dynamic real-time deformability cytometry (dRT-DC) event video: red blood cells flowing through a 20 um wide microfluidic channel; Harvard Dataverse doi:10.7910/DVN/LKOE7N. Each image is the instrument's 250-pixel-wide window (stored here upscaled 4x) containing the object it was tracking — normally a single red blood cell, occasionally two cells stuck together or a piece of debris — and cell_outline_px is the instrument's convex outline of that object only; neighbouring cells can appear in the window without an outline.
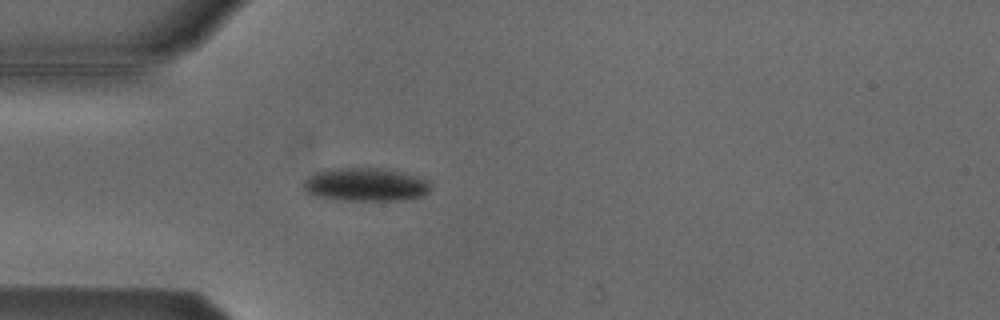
{"species": "Egyptian fruit bat (a non-hibernating species)", "species_latin": "Rousettus aegyptiacus", "temperature_condition": "cold", "stored_images_in_passage": 1, "camera_frame_rate_fps": 3000, "um_per_image_px": 0.085, "animal": {"sex": "male"}, "frame": {"image": 1, "passage_image": 1, "time_ms": 0.0, "image_size_px": [1000, 320], "cell_outline_px": [[428, 192], [424, 196], [404, 200], [340, 200], [316, 196], [304, 192], [300, 184], [308, 176], [316, 172], [328, 168], [380, 168], [400, 172], [416, 176], [428, 180]], "centroid_in_image_um": [30.99, 15.69], "position_along_channel_um": 54.0, "area_um2": 24.85}}